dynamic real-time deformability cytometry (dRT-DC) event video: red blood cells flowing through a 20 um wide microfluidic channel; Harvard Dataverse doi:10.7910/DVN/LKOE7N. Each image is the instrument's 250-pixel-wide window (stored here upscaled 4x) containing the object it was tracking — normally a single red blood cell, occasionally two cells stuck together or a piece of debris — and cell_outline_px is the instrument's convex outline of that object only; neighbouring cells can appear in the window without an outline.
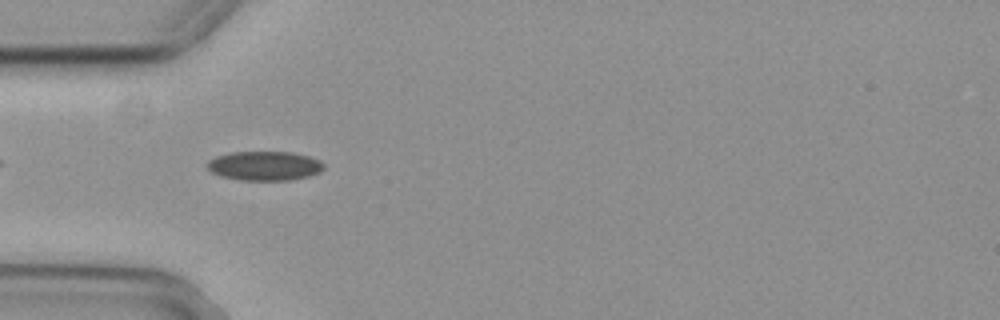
{"species": "common noctule bat (a hibernating species)", "species_latin": "Nyctalus noctula", "temperature_condition": "cold", "stored_images_in_passage": 42, "camera_frame_rate_fps": 3000, "um_per_image_px": 0.085, "animal": {"sex": "female", "body_mass_g": 29.2, "forearm_length_mm": 56.3}, "frame": {"image": 1, "passage_image": 4, "time_ms": 1.0, "image_size_px": [1000, 320], "cell_outline_px": [[324, 168], [320, 172], [308, 176], [292, 180], [240, 180], [220, 176], [212, 172], [208, 168], [208, 160], [216, 156], [232, 152], [292, 152], [308, 156], [320, 160], [324, 164]], "centroid_in_image_um": [22.5, 14.1], "position_along_channel_um": 62.5, "area_um2": 19.88}}
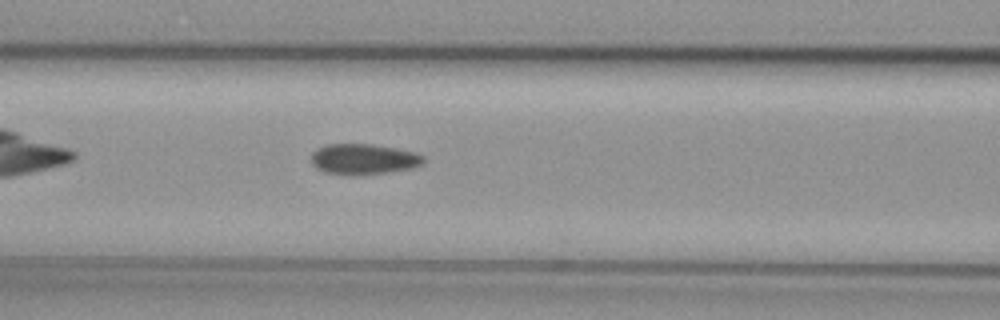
{"frame": {"image": 2, "passage_image": 10, "time_ms": 3.0, "image_size_px": [1000, 320], "cell_outline_px": [[424, 164], [412, 168], [388, 172], [360, 176], [352, 176], [324, 172], [316, 168], [312, 164], [312, 152], [316, 148], [328, 144], [372, 144], [396, 148], [416, 152], [424, 156]], "centroid_in_image_um": [30.91, 13.54], "position_along_channel_um": 135.7, "area_um2": 20.4}}
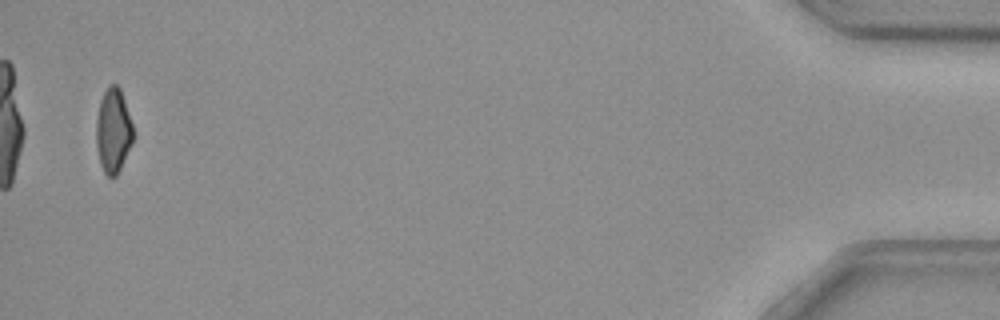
{"frame": {"image": 3, "passage_image": 41, "time_ms": 13.333, "image_size_px": [1000, 320], "cell_outline_px": [[132, 144], [116, 176], [108, 176], [104, 172], [100, 164], [96, 144], [96, 120], [100, 100], [104, 92], [112, 84], [116, 84], [120, 88], [132, 124]], "centroid_in_image_um": [9.61, 11.11], "position_along_channel_um": 425.6, "area_um2": 17.86}, "authors_computed_cell_mechanics": {"area_um2": 19.941, "velocity_mm_per_s": 3.7124, "shape_relaxation_time_tau1_ms": 7.8409, "shape_relaxation_time_tau2_ms": 6.3378, "deformation_change_tau1": 0.1116, "deformation_change_tau2": 0.1107}}